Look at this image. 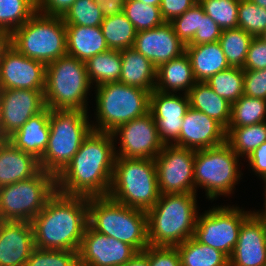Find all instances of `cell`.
<instances>
[{
    "label": "cell",
    "mask_w": 266,
    "mask_h": 266,
    "mask_svg": "<svg viewBox=\"0 0 266 266\" xmlns=\"http://www.w3.org/2000/svg\"><path fill=\"white\" fill-rule=\"evenodd\" d=\"M195 150L164 145L154 158L158 188L162 194L196 193L194 188Z\"/></svg>",
    "instance_id": "cell-13"
},
{
    "label": "cell",
    "mask_w": 266,
    "mask_h": 266,
    "mask_svg": "<svg viewBox=\"0 0 266 266\" xmlns=\"http://www.w3.org/2000/svg\"><path fill=\"white\" fill-rule=\"evenodd\" d=\"M196 82L190 58L185 52L157 68L155 90L164 93L185 90L184 93L188 94Z\"/></svg>",
    "instance_id": "cell-28"
},
{
    "label": "cell",
    "mask_w": 266,
    "mask_h": 266,
    "mask_svg": "<svg viewBox=\"0 0 266 266\" xmlns=\"http://www.w3.org/2000/svg\"><path fill=\"white\" fill-rule=\"evenodd\" d=\"M125 1L126 0H98V4L105 18L124 13Z\"/></svg>",
    "instance_id": "cell-51"
},
{
    "label": "cell",
    "mask_w": 266,
    "mask_h": 266,
    "mask_svg": "<svg viewBox=\"0 0 266 266\" xmlns=\"http://www.w3.org/2000/svg\"><path fill=\"white\" fill-rule=\"evenodd\" d=\"M253 37L240 28L222 30L219 43L230 67L244 68Z\"/></svg>",
    "instance_id": "cell-37"
},
{
    "label": "cell",
    "mask_w": 266,
    "mask_h": 266,
    "mask_svg": "<svg viewBox=\"0 0 266 266\" xmlns=\"http://www.w3.org/2000/svg\"><path fill=\"white\" fill-rule=\"evenodd\" d=\"M244 95L266 100V69L244 70Z\"/></svg>",
    "instance_id": "cell-45"
},
{
    "label": "cell",
    "mask_w": 266,
    "mask_h": 266,
    "mask_svg": "<svg viewBox=\"0 0 266 266\" xmlns=\"http://www.w3.org/2000/svg\"><path fill=\"white\" fill-rule=\"evenodd\" d=\"M49 127L47 148L39 164L42 170L57 177L93 129L87 111L79 109H49Z\"/></svg>",
    "instance_id": "cell-5"
},
{
    "label": "cell",
    "mask_w": 266,
    "mask_h": 266,
    "mask_svg": "<svg viewBox=\"0 0 266 266\" xmlns=\"http://www.w3.org/2000/svg\"><path fill=\"white\" fill-rule=\"evenodd\" d=\"M172 93L153 90L150 94L149 112L156 122L160 140L164 145H173L177 142L183 118L190 108L187 94L184 93L181 97Z\"/></svg>",
    "instance_id": "cell-18"
},
{
    "label": "cell",
    "mask_w": 266,
    "mask_h": 266,
    "mask_svg": "<svg viewBox=\"0 0 266 266\" xmlns=\"http://www.w3.org/2000/svg\"><path fill=\"white\" fill-rule=\"evenodd\" d=\"M229 266H266V223L257 212L242 223Z\"/></svg>",
    "instance_id": "cell-19"
},
{
    "label": "cell",
    "mask_w": 266,
    "mask_h": 266,
    "mask_svg": "<svg viewBox=\"0 0 266 266\" xmlns=\"http://www.w3.org/2000/svg\"><path fill=\"white\" fill-rule=\"evenodd\" d=\"M124 14L137 32L156 28L165 23L159 6L144 4L138 0H126Z\"/></svg>",
    "instance_id": "cell-38"
},
{
    "label": "cell",
    "mask_w": 266,
    "mask_h": 266,
    "mask_svg": "<svg viewBox=\"0 0 266 266\" xmlns=\"http://www.w3.org/2000/svg\"><path fill=\"white\" fill-rule=\"evenodd\" d=\"M107 196L131 208L151 209L160 197L154 159L116 157Z\"/></svg>",
    "instance_id": "cell-6"
},
{
    "label": "cell",
    "mask_w": 266,
    "mask_h": 266,
    "mask_svg": "<svg viewBox=\"0 0 266 266\" xmlns=\"http://www.w3.org/2000/svg\"><path fill=\"white\" fill-rule=\"evenodd\" d=\"M196 193L162 194L146 212L149 245L176 247L193 237L197 223Z\"/></svg>",
    "instance_id": "cell-3"
},
{
    "label": "cell",
    "mask_w": 266,
    "mask_h": 266,
    "mask_svg": "<svg viewBox=\"0 0 266 266\" xmlns=\"http://www.w3.org/2000/svg\"><path fill=\"white\" fill-rule=\"evenodd\" d=\"M133 48L149 59L156 68L185 53V45L175 34L172 25L138 31Z\"/></svg>",
    "instance_id": "cell-21"
},
{
    "label": "cell",
    "mask_w": 266,
    "mask_h": 266,
    "mask_svg": "<svg viewBox=\"0 0 266 266\" xmlns=\"http://www.w3.org/2000/svg\"><path fill=\"white\" fill-rule=\"evenodd\" d=\"M207 14L222 30L238 28L239 0H198Z\"/></svg>",
    "instance_id": "cell-40"
},
{
    "label": "cell",
    "mask_w": 266,
    "mask_h": 266,
    "mask_svg": "<svg viewBox=\"0 0 266 266\" xmlns=\"http://www.w3.org/2000/svg\"><path fill=\"white\" fill-rule=\"evenodd\" d=\"M2 140H3V125H2L1 109H0V141Z\"/></svg>",
    "instance_id": "cell-57"
},
{
    "label": "cell",
    "mask_w": 266,
    "mask_h": 266,
    "mask_svg": "<svg viewBox=\"0 0 266 266\" xmlns=\"http://www.w3.org/2000/svg\"><path fill=\"white\" fill-rule=\"evenodd\" d=\"M100 28L109 49L133 48L137 31L124 13L105 17Z\"/></svg>",
    "instance_id": "cell-32"
},
{
    "label": "cell",
    "mask_w": 266,
    "mask_h": 266,
    "mask_svg": "<svg viewBox=\"0 0 266 266\" xmlns=\"http://www.w3.org/2000/svg\"><path fill=\"white\" fill-rule=\"evenodd\" d=\"M10 44L24 56L47 65L67 55L66 25L61 16L36 12L10 35Z\"/></svg>",
    "instance_id": "cell-8"
},
{
    "label": "cell",
    "mask_w": 266,
    "mask_h": 266,
    "mask_svg": "<svg viewBox=\"0 0 266 266\" xmlns=\"http://www.w3.org/2000/svg\"><path fill=\"white\" fill-rule=\"evenodd\" d=\"M90 87L85 62L65 55L46 65L44 98L50 110L88 111L86 98Z\"/></svg>",
    "instance_id": "cell-7"
},
{
    "label": "cell",
    "mask_w": 266,
    "mask_h": 266,
    "mask_svg": "<svg viewBox=\"0 0 266 266\" xmlns=\"http://www.w3.org/2000/svg\"><path fill=\"white\" fill-rule=\"evenodd\" d=\"M204 15L203 7L197 2L185 13L169 22L184 45H187L193 39L195 32L200 28L201 18Z\"/></svg>",
    "instance_id": "cell-43"
},
{
    "label": "cell",
    "mask_w": 266,
    "mask_h": 266,
    "mask_svg": "<svg viewBox=\"0 0 266 266\" xmlns=\"http://www.w3.org/2000/svg\"><path fill=\"white\" fill-rule=\"evenodd\" d=\"M46 65L9 44L0 59V89L45 90Z\"/></svg>",
    "instance_id": "cell-15"
},
{
    "label": "cell",
    "mask_w": 266,
    "mask_h": 266,
    "mask_svg": "<svg viewBox=\"0 0 266 266\" xmlns=\"http://www.w3.org/2000/svg\"><path fill=\"white\" fill-rule=\"evenodd\" d=\"M190 107L215 119L225 129L231 119V104L218 96L206 82H196L188 92Z\"/></svg>",
    "instance_id": "cell-29"
},
{
    "label": "cell",
    "mask_w": 266,
    "mask_h": 266,
    "mask_svg": "<svg viewBox=\"0 0 266 266\" xmlns=\"http://www.w3.org/2000/svg\"><path fill=\"white\" fill-rule=\"evenodd\" d=\"M185 52L190 58L197 82H206L214 74L230 67L219 41L185 45Z\"/></svg>",
    "instance_id": "cell-26"
},
{
    "label": "cell",
    "mask_w": 266,
    "mask_h": 266,
    "mask_svg": "<svg viewBox=\"0 0 266 266\" xmlns=\"http://www.w3.org/2000/svg\"><path fill=\"white\" fill-rule=\"evenodd\" d=\"M238 28L258 37L266 30V8L256 5L251 0H239Z\"/></svg>",
    "instance_id": "cell-41"
},
{
    "label": "cell",
    "mask_w": 266,
    "mask_h": 266,
    "mask_svg": "<svg viewBox=\"0 0 266 266\" xmlns=\"http://www.w3.org/2000/svg\"><path fill=\"white\" fill-rule=\"evenodd\" d=\"M266 69V42L259 37H253L243 70H263Z\"/></svg>",
    "instance_id": "cell-46"
},
{
    "label": "cell",
    "mask_w": 266,
    "mask_h": 266,
    "mask_svg": "<svg viewBox=\"0 0 266 266\" xmlns=\"http://www.w3.org/2000/svg\"><path fill=\"white\" fill-rule=\"evenodd\" d=\"M122 266H150L148 257L143 252H137Z\"/></svg>",
    "instance_id": "cell-52"
},
{
    "label": "cell",
    "mask_w": 266,
    "mask_h": 266,
    "mask_svg": "<svg viewBox=\"0 0 266 266\" xmlns=\"http://www.w3.org/2000/svg\"><path fill=\"white\" fill-rule=\"evenodd\" d=\"M10 44V35L0 30V59L4 49Z\"/></svg>",
    "instance_id": "cell-53"
},
{
    "label": "cell",
    "mask_w": 266,
    "mask_h": 266,
    "mask_svg": "<svg viewBox=\"0 0 266 266\" xmlns=\"http://www.w3.org/2000/svg\"><path fill=\"white\" fill-rule=\"evenodd\" d=\"M266 141V122L226 129V142L239 157H249Z\"/></svg>",
    "instance_id": "cell-33"
},
{
    "label": "cell",
    "mask_w": 266,
    "mask_h": 266,
    "mask_svg": "<svg viewBox=\"0 0 266 266\" xmlns=\"http://www.w3.org/2000/svg\"><path fill=\"white\" fill-rule=\"evenodd\" d=\"M198 0H161L160 10L165 22H171L176 17L193 7Z\"/></svg>",
    "instance_id": "cell-48"
},
{
    "label": "cell",
    "mask_w": 266,
    "mask_h": 266,
    "mask_svg": "<svg viewBox=\"0 0 266 266\" xmlns=\"http://www.w3.org/2000/svg\"><path fill=\"white\" fill-rule=\"evenodd\" d=\"M34 249L30 222L0 220V266H26Z\"/></svg>",
    "instance_id": "cell-22"
},
{
    "label": "cell",
    "mask_w": 266,
    "mask_h": 266,
    "mask_svg": "<svg viewBox=\"0 0 266 266\" xmlns=\"http://www.w3.org/2000/svg\"><path fill=\"white\" fill-rule=\"evenodd\" d=\"M251 214L239 207H213L197 217L193 238L229 258L237 244L240 227Z\"/></svg>",
    "instance_id": "cell-12"
},
{
    "label": "cell",
    "mask_w": 266,
    "mask_h": 266,
    "mask_svg": "<svg viewBox=\"0 0 266 266\" xmlns=\"http://www.w3.org/2000/svg\"><path fill=\"white\" fill-rule=\"evenodd\" d=\"M206 83L218 96L232 104L244 95V70L229 67L211 76Z\"/></svg>",
    "instance_id": "cell-35"
},
{
    "label": "cell",
    "mask_w": 266,
    "mask_h": 266,
    "mask_svg": "<svg viewBox=\"0 0 266 266\" xmlns=\"http://www.w3.org/2000/svg\"><path fill=\"white\" fill-rule=\"evenodd\" d=\"M251 1L258 6L266 8V0H251Z\"/></svg>",
    "instance_id": "cell-55"
},
{
    "label": "cell",
    "mask_w": 266,
    "mask_h": 266,
    "mask_svg": "<svg viewBox=\"0 0 266 266\" xmlns=\"http://www.w3.org/2000/svg\"><path fill=\"white\" fill-rule=\"evenodd\" d=\"M26 266H79L78 252L35 248Z\"/></svg>",
    "instance_id": "cell-42"
},
{
    "label": "cell",
    "mask_w": 266,
    "mask_h": 266,
    "mask_svg": "<svg viewBox=\"0 0 266 266\" xmlns=\"http://www.w3.org/2000/svg\"><path fill=\"white\" fill-rule=\"evenodd\" d=\"M76 0H36V12L48 16H63Z\"/></svg>",
    "instance_id": "cell-49"
},
{
    "label": "cell",
    "mask_w": 266,
    "mask_h": 266,
    "mask_svg": "<svg viewBox=\"0 0 266 266\" xmlns=\"http://www.w3.org/2000/svg\"><path fill=\"white\" fill-rule=\"evenodd\" d=\"M31 224L35 248L78 252L88 225V197L56 191Z\"/></svg>",
    "instance_id": "cell-2"
},
{
    "label": "cell",
    "mask_w": 266,
    "mask_h": 266,
    "mask_svg": "<svg viewBox=\"0 0 266 266\" xmlns=\"http://www.w3.org/2000/svg\"><path fill=\"white\" fill-rule=\"evenodd\" d=\"M111 133L114 138L120 137L116 157L154 159L164 147L150 112L119 125Z\"/></svg>",
    "instance_id": "cell-14"
},
{
    "label": "cell",
    "mask_w": 266,
    "mask_h": 266,
    "mask_svg": "<svg viewBox=\"0 0 266 266\" xmlns=\"http://www.w3.org/2000/svg\"><path fill=\"white\" fill-rule=\"evenodd\" d=\"M67 55L87 62L109 50L100 26L66 25Z\"/></svg>",
    "instance_id": "cell-25"
},
{
    "label": "cell",
    "mask_w": 266,
    "mask_h": 266,
    "mask_svg": "<svg viewBox=\"0 0 266 266\" xmlns=\"http://www.w3.org/2000/svg\"><path fill=\"white\" fill-rule=\"evenodd\" d=\"M265 210H263V212L260 213V211H257V214L265 221L266 223V198H265Z\"/></svg>",
    "instance_id": "cell-56"
},
{
    "label": "cell",
    "mask_w": 266,
    "mask_h": 266,
    "mask_svg": "<svg viewBox=\"0 0 266 266\" xmlns=\"http://www.w3.org/2000/svg\"><path fill=\"white\" fill-rule=\"evenodd\" d=\"M56 192V177L44 170L35 176L0 187V220L30 222Z\"/></svg>",
    "instance_id": "cell-10"
},
{
    "label": "cell",
    "mask_w": 266,
    "mask_h": 266,
    "mask_svg": "<svg viewBox=\"0 0 266 266\" xmlns=\"http://www.w3.org/2000/svg\"><path fill=\"white\" fill-rule=\"evenodd\" d=\"M36 13V0H0V30L11 35Z\"/></svg>",
    "instance_id": "cell-36"
},
{
    "label": "cell",
    "mask_w": 266,
    "mask_h": 266,
    "mask_svg": "<svg viewBox=\"0 0 266 266\" xmlns=\"http://www.w3.org/2000/svg\"><path fill=\"white\" fill-rule=\"evenodd\" d=\"M225 142L226 129L215 119L190 107L183 118L179 139L173 145L197 151Z\"/></svg>",
    "instance_id": "cell-20"
},
{
    "label": "cell",
    "mask_w": 266,
    "mask_h": 266,
    "mask_svg": "<svg viewBox=\"0 0 266 266\" xmlns=\"http://www.w3.org/2000/svg\"><path fill=\"white\" fill-rule=\"evenodd\" d=\"M140 2H143L144 4H149L153 6H160L161 0H138Z\"/></svg>",
    "instance_id": "cell-54"
},
{
    "label": "cell",
    "mask_w": 266,
    "mask_h": 266,
    "mask_svg": "<svg viewBox=\"0 0 266 266\" xmlns=\"http://www.w3.org/2000/svg\"><path fill=\"white\" fill-rule=\"evenodd\" d=\"M65 25L101 26L104 16L98 0H76L62 16Z\"/></svg>",
    "instance_id": "cell-39"
},
{
    "label": "cell",
    "mask_w": 266,
    "mask_h": 266,
    "mask_svg": "<svg viewBox=\"0 0 266 266\" xmlns=\"http://www.w3.org/2000/svg\"><path fill=\"white\" fill-rule=\"evenodd\" d=\"M222 29L207 14L201 18L199 30L187 45L207 44L219 41Z\"/></svg>",
    "instance_id": "cell-47"
},
{
    "label": "cell",
    "mask_w": 266,
    "mask_h": 266,
    "mask_svg": "<svg viewBox=\"0 0 266 266\" xmlns=\"http://www.w3.org/2000/svg\"><path fill=\"white\" fill-rule=\"evenodd\" d=\"M41 170L39 159L17 149L10 141H0V187L35 176Z\"/></svg>",
    "instance_id": "cell-23"
},
{
    "label": "cell",
    "mask_w": 266,
    "mask_h": 266,
    "mask_svg": "<svg viewBox=\"0 0 266 266\" xmlns=\"http://www.w3.org/2000/svg\"><path fill=\"white\" fill-rule=\"evenodd\" d=\"M122 69L119 82L138 87L149 92L155 90V65L134 48L120 50Z\"/></svg>",
    "instance_id": "cell-27"
},
{
    "label": "cell",
    "mask_w": 266,
    "mask_h": 266,
    "mask_svg": "<svg viewBox=\"0 0 266 266\" xmlns=\"http://www.w3.org/2000/svg\"><path fill=\"white\" fill-rule=\"evenodd\" d=\"M86 63L90 83L99 86L109 82H119L122 60L120 50L109 49L90 58Z\"/></svg>",
    "instance_id": "cell-31"
},
{
    "label": "cell",
    "mask_w": 266,
    "mask_h": 266,
    "mask_svg": "<svg viewBox=\"0 0 266 266\" xmlns=\"http://www.w3.org/2000/svg\"><path fill=\"white\" fill-rule=\"evenodd\" d=\"M50 135L49 108L29 118V120L8 138L17 149L30 153L37 159L47 148Z\"/></svg>",
    "instance_id": "cell-24"
},
{
    "label": "cell",
    "mask_w": 266,
    "mask_h": 266,
    "mask_svg": "<svg viewBox=\"0 0 266 266\" xmlns=\"http://www.w3.org/2000/svg\"><path fill=\"white\" fill-rule=\"evenodd\" d=\"M95 89L98 124H91L94 131L112 132L149 112L151 92L147 90L120 82L104 83Z\"/></svg>",
    "instance_id": "cell-9"
},
{
    "label": "cell",
    "mask_w": 266,
    "mask_h": 266,
    "mask_svg": "<svg viewBox=\"0 0 266 266\" xmlns=\"http://www.w3.org/2000/svg\"><path fill=\"white\" fill-rule=\"evenodd\" d=\"M88 225L143 252L148 246L146 211L128 207L109 196L88 198Z\"/></svg>",
    "instance_id": "cell-4"
},
{
    "label": "cell",
    "mask_w": 266,
    "mask_h": 266,
    "mask_svg": "<svg viewBox=\"0 0 266 266\" xmlns=\"http://www.w3.org/2000/svg\"><path fill=\"white\" fill-rule=\"evenodd\" d=\"M45 108L44 90L0 89L3 140H8L30 117Z\"/></svg>",
    "instance_id": "cell-16"
},
{
    "label": "cell",
    "mask_w": 266,
    "mask_h": 266,
    "mask_svg": "<svg viewBox=\"0 0 266 266\" xmlns=\"http://www.w3.org/2000/svg\"><path fill=\"white\" fill-rule=\"evenodd\" d=\"M258 37L261 38L264 42H266V30L262 32Z\"/></svg>",
    "instance_id": "cell-58"
},
{
    "label": "cell",
    "mask_w": 266,
    "mask_h": 266,
    "mask_svg": "<svg viewBox=\"0 0 266 266\" xmlns=\"http://www.w3.org/2000/svg\"><path fill=\"white\" fill-rule=\"evenodd\" d=\"M239 156L230 145H221L197 150L194 158V188L206 190L209 200L220 195H229L240 180Z\"/></svg>",
    "instance_id": "cell-11"
},
{
    "label": "cell",
    "mask_w": 266,
    "mask_h": 266,
    "mask_svg": "<svg viewBox=\"0 0 266 266\" xmlns=\"http://www.w3.org/2000/svg\"><path fill=\"white\" fill-rule=\"evenodd\" d=\"M266 122V100L241 96L231 104V119L228 128H238Z\"/></svg>",
    "instance_id": "cell-34"
},
{
    "label": "cell",
    "mask_w": 266,
    "mask_h": 266,
    "mask_svg": "<svg viewBox=\"0 0 266 266\" xmlns=\"http://www.w3.org/2000/svg\"><path fill=\"white\" fill-rule=\"evenodd\" d=\"M181 266H229V258L221 251L198 242L193 237L179 244Z\"/></svg>",
    "instance_id": "cell-30"
},
{
    "label": "cell",
    "mask_w": 266,
    "mask_h": 266,
    "mask_svg": "<svg viewBox=\"0 0 266 266\" xmlns=\"http://www.w3.org/2000/svg\"><path fill=\"white\" fill-rule=\"evenodd\" d=\"M111 132L92 130L71 162L56 177V191L73 196H107L116 159Z\"/></svg>",
    "instance_id": "cell-1"
},
{
    "label": "cell",
    "mask_w": 266,
    "mask_h": 266,
    "mask_svg": "<svg viewBox=\"0 0 266 266\" xmlns=\"http://www.w3.org/2000/svg\"><path fill=\"white\" fill-rule=\"evenodd\" d=\"M247 159L252 170L258 174L266 184V141L256 148Z\"/></svg>",
    "instance_id": "cell-50"
},
{
    "label": "cell",
    "mask_w": 266,
    "mask_h": 266,
    "mask_svg": "<svg viewBox=\"0 0 266 266\" xmlns=\"http://www.w3.org/2000/svg\"><path fill=\"white\" fill-rule=\"evenodd\" d=\"M143 253L148 257L150 266H181L177 247L149 245Z\"/></svg>",
    "instance_id": "cell-44"
},
{
    "label": "cell",
    "mask_w": 266,
    "mask_h": 266,
    "mask_svg": "<svg viewBox=\"0 0 266 266\" xmlns=\"http://www.w3.org/2000/svg\"><path fill=\"white\" fill-rule=\"evenodd\" d=\"M136 253L132 246L87 225L78 251L79 266H122Z\"/></svg>",
    "instance_id": "cell-17"
}]
</instances>
